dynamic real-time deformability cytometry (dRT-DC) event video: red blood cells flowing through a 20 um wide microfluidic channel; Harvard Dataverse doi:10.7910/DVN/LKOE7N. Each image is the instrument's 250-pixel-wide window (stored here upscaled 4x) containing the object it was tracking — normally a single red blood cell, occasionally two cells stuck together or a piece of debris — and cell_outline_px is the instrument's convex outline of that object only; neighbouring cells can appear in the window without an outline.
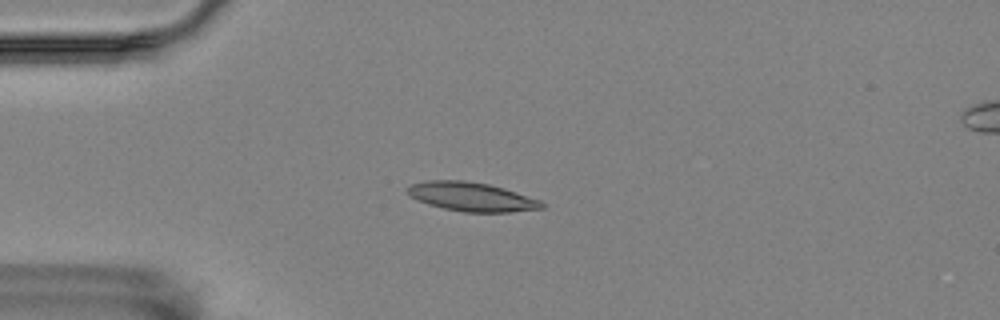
{"species": "Egyptian fruit bat (a non-hibernating species)", "species_latin": "Rousettus aegyptiacus", "temperature_condition": "room temperature", "stored_images_in_passage": 57, "camera_frame_rate_fps": 3000, "um_per_image_px": 0.085, "animal": {"sex": "female"}, "frame": {"image": 1, "passage_image": 15, "time_ms": 4.667, "image_size_px": [1000, 320], "cell_outline_px": [[544, 208], [512, 212], [464, 212], [444, 208], [428, 204], [416, 200], [404, 188], [408, 184], [424, 180], [464, 180], [488, 184], [504, 188], [540, 200], [544, 204]], "centroid_in_image_um": [40.04, 16.71], "position_along_channel_um": 45.0, "area_um2": 22.77}}
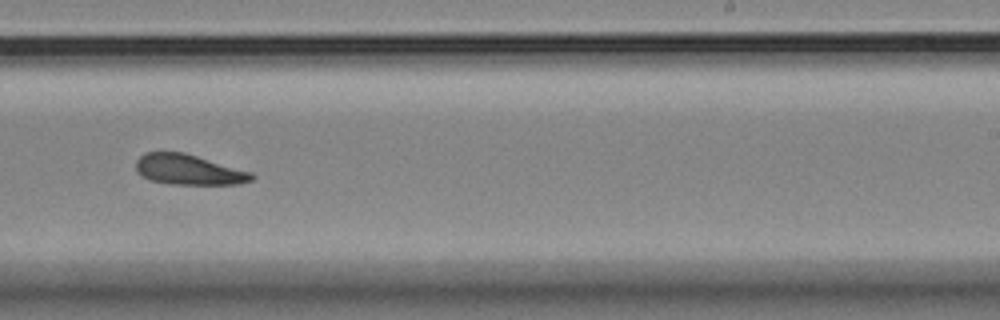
{"frame": {"image": 2, "passage_image": 36, "time_ms": 11.667, "image_size_px": [1000, 320], "cell_outline_px": [[256, 176], [252, 180], [240, 184], [172, 184], [148, 180], [140, 176], [136, 172], [136, 160], [140, 156], [148, 152], [184, 152], [252, 172]], "centroid_in_image_um": [16.02, 14.43], "position_along_channel_um": 273.0, "area_um2": 20.58}}
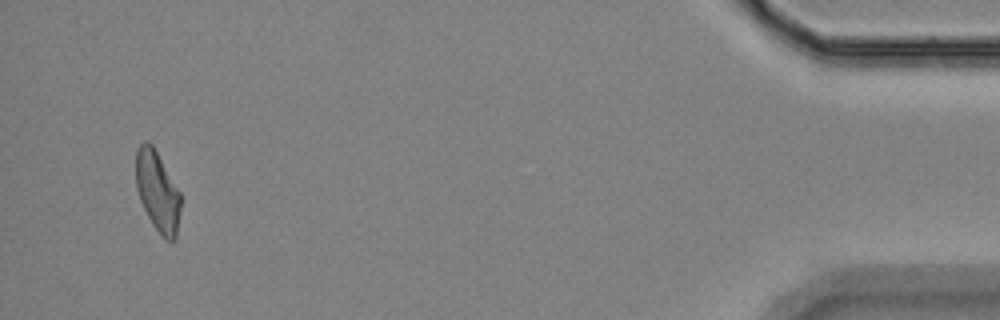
{"frame": {"image": 3, "passage_image": 55, "time_ms": 18.0, "image_size_px": [1000, 320], "cell_outline_px": [[180, 208], [176, 240], [168, 240], [152, 224], [140, 200], [136, 188], [136, 148], [144, 140], [148, 140], [152, 144], [180, 192]], "centroid_in_image_um": [13.37, 16.22], "position_along_channel_um": 421.8, "area_um2": 20.69}}